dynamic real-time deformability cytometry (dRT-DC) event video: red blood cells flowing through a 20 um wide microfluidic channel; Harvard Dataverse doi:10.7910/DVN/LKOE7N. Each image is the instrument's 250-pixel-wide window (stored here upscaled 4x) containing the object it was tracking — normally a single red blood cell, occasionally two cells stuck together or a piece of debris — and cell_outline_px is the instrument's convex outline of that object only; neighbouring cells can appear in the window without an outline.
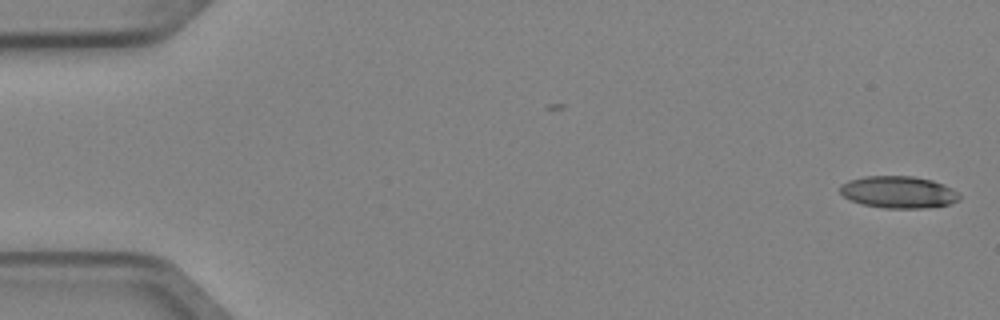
{"species": "Egyptian fruit bat (a non-hibernating species)", "species_latin": "Rousettus aegyptiacus", "temperature_condition": "cold", "stored_images_in_passage": 4, "camera_frame_rate_fps": 3000, "um_per_image_px": 0.085, "animal": {"sex": "female"}, "frame": {"image": 1, "passage_image": 1, "time_ms": 0.0, "image_size_px": [1000, 320], "cell_outline_px": [[960, 200], [952, 204], [928, 208], [884, 208], [864, 204], [852, 200], [844, 196], [840, 192], [840, 184], [848, 180], [864, 176], [912, 176], [932, 180], [944, 184], [952, 188], [960, 196]], "centroid_in_image_um": [76.4, 16.33], "position_along_channel_um": 8.6, "area_um2": 22.37}}
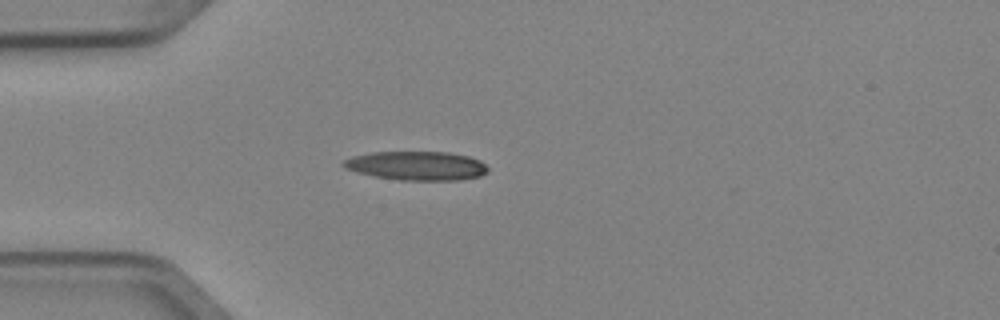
{"frame": {"image": 2, "passage_image": 4, "time_ms": 1.0, "image_size_px": [1000, 320], "cell_outline_px": [[488, 172], [480, 176], [460, 180], [400, 180], [376, 176], [356, 172], [344, 168], [340, 164], [344, 160], [352, 156], [372, 152], [448, 152], [468, 156], [480, 160], [488, 168]], "centroid_in_image_um": [35.41, 14.09], "position_along_channel_um": 49.6, "area_um2": 24.39}}